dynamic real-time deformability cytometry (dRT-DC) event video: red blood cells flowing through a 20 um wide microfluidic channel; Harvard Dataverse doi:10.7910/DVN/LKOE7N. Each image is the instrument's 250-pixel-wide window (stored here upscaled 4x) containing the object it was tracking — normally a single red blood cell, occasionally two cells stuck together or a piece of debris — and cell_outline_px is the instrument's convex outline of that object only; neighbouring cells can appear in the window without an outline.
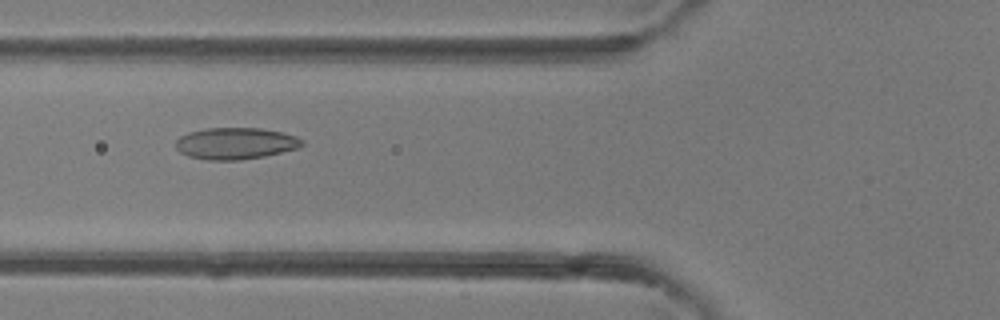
{"species": "common noctule bat (a hibernating species)", "species_latin": "Nyctalus noctula", "temperature_condition": "room temperature", "stored_images_in_passage": 31, "camera_frame_rate_fps": 3000, "um_per_image_px": 0.085, "animal": {"sex": "female"}, "frame": {"image": 1, "passage_image": 5, "time_ms": 1.333, "image_size_px": [1000, 320], "cell_outline_px": [[304, 144], [296, 148], [264, 156], [240, 160], [208, 160], [188, 156], [180, 152], [176, 148], [176, 140], [180, 136], [188, 132], [204, 128], [260, 128], [284, 132], [296, 136], [304, 140]], "centroid_in_image_um": [20.01, 12.18], "position_along_channel_um": 105.8, "area_um2": 23.35}}
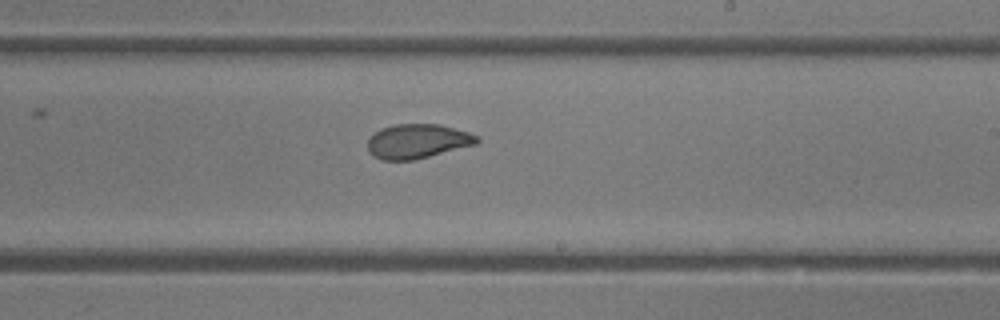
{"frame": {"image": 2, "passage_image": 14, "time_ms": 4.333, "image_size_px": [1000, 320], "cell_outline_px": [[480, 140], [476, 144], [412, 160], [380, 160], [372, 156], [368, 152], [368, 140], [380, 128], [396, 124], [440, 124], [468, 132], [480, 136]], "centroid_in_image_um": [35.48, 12.0], "position_along_channel_um": 253.5, "area_um2": 21.85}}
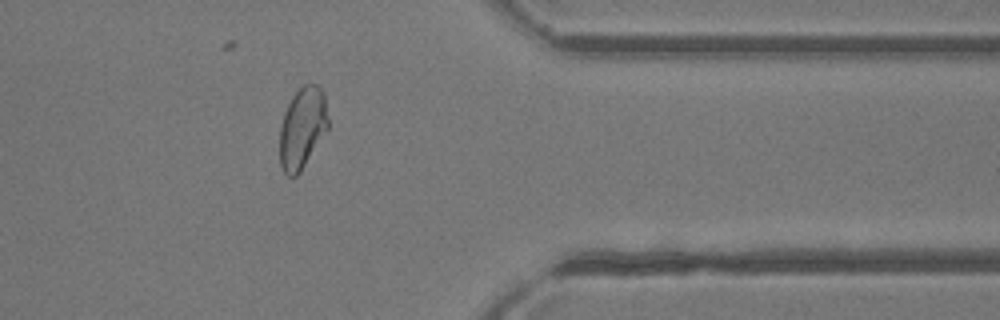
{"frame": {"image": 3, "passage_image": 23, "time_ms": 7.333, "image_size_px": [1000, 320], "cell_outline_px": [[328, 128], [300, 172], [296, 176], [288, 176], [284, 172], [280, 164], [280, 128], [284, 112], [292, 96], [304, 84], [316, 84], [324, 92], [328, 120]], "centroid_in_image_um": [25.69, 10.87], "position_along_channel_um": 385.7, "area_um2": 22.72}}